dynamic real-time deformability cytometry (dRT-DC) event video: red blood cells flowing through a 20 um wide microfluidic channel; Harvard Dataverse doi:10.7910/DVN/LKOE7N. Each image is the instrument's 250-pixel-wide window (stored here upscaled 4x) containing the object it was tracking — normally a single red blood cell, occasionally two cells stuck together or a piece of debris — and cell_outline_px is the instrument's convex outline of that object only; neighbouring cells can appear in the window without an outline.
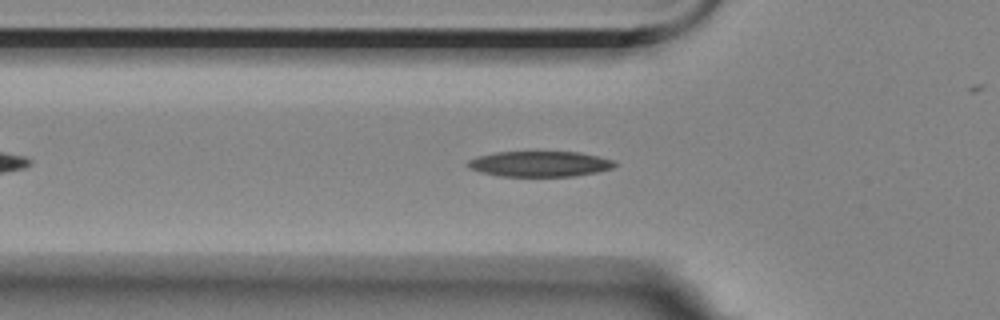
{"species": "Egyptian fruit bat (a non-hibernating species)", "species_latin": "Rousettus aegyptiacus", "temperature_condition": "room temperature", "stored_images_in_passage": 40, "camera_frame_rate_fps": 3000, "um_per_image_px": 0.085, "animal": {"sex": "female"}, "frame": {"image": 1, "passage_image": 10, "time_ms": 3.0, "image_size_px": [1000, 320], "cell_outline_px": [[616, 164], [612, 168], [596, 172], [576, 176], [500, 176], [480, 172], [468, 168], [464, 164], [468, 160], [480, 156], [496, 152], [580, 152], [612, 160]], "centroid_in_image_um": [45.83, 13.94], "position_along_channel_um": 80.0, "area_um2": 21.73}}
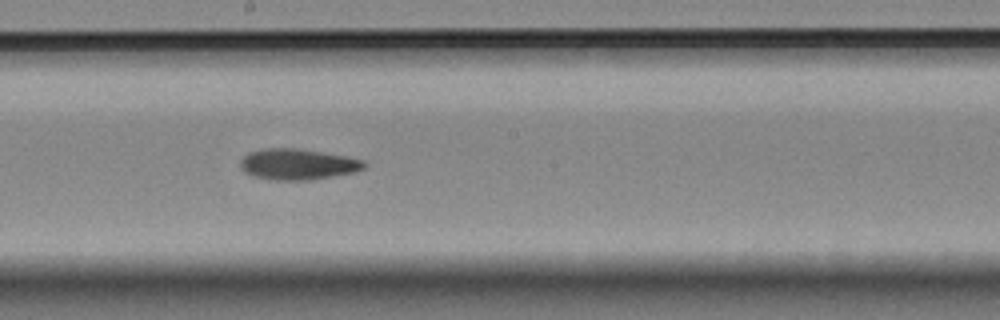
{"frame": {"image": 2, "passage_image": 22, "time_ms": 7.0, "image_size_px": [1000, 320], "cell_outline_px": [[368, 164], [364, 168], [356, 172], [312, 180], [272, 180], [252, 176], [244, 172], [240, 164], [240, 160], [248, 152], [264, 148], [292, 148], [320, 152], [344, 156], [364, 160]], "centroid_in_image_um": [25.3, 13.97], "position_along_channel_um": 222.9, "area_um2": 22.37}}
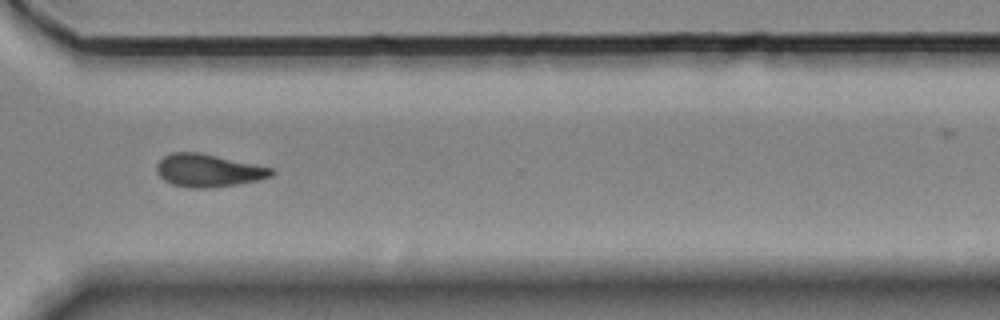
{"frame": {"image": 3, "passage_image": 33, "time_ms": 10.667, "image_size_px": [1000, 320], "cell_outline_px": [[276, 172], [272, 176], [256, 180], [236, 184], [208, 188], [192, 188], [172, 184], [164, 180], [156, 172], [156, 164], [164, 156], [172, 152], [200, 152], [272, 168]], "centroid_in_image_um": [17.67, 14.48], "position_along_channel_um": 352.9, "area_um2": 21.79}, "authors_computed_cell_mechanics": {"area_um2": 21.7617, "velocity_mm_per_s": 3.5425, "shape_relaxation_time_tau1_ms": 5.6164, "shape_relaxation_time_tau2_ms": 7.9448, "deformation_change_tau1": 0.1686, "deformation_change_tau2": 0.1643}}